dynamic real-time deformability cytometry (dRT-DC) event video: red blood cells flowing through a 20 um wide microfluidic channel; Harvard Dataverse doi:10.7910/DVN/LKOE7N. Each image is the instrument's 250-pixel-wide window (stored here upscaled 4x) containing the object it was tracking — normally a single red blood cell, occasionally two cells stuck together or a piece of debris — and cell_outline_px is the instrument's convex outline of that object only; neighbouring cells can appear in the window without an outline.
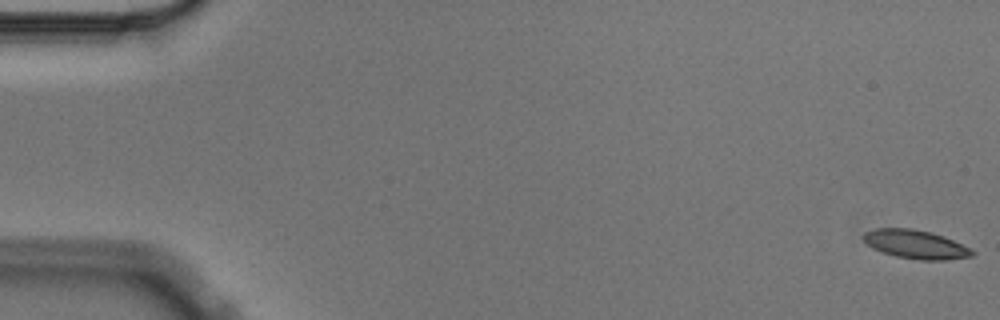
{"species": "Egyptian fruit bat (a non-hibernating species)", "species_latin": "Rousettus aegyptiacus", "temperature_condition": "cold", "stored_images_in_passage": 4, "camera_frame_rate_fps": 3000, "um_per_image_px": 0.085, "animal": {"sex": "male"}, "frame": {"image": 1, "passage_image": 1, "time_ms": 0.0, "image_size_px": [1000, 320], "cell_outline_px": [[976, 252], [972, 256], [948, 260], [920, 260], [896, 256], [872, 248], [864, 240], [864, 232], [872, 228], [912, 228], [932, 232], [944, 236]], "centroid_in_image_um": [77.82, 20.76], "position_along_channel_um": 7.2, "area_um2": 18.09}}
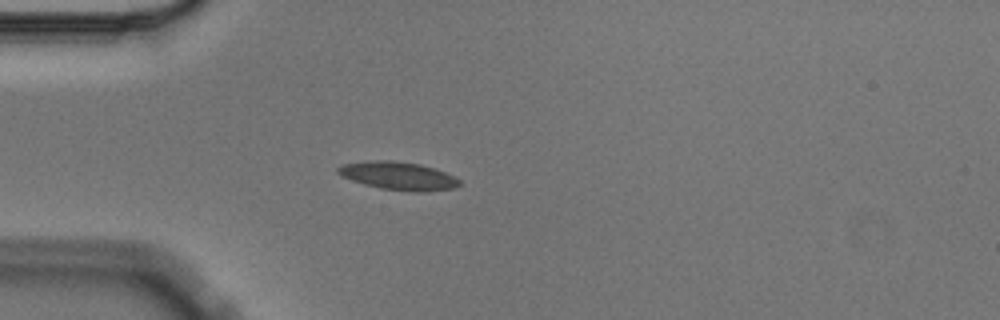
{"frame": {"image": 2, "passage_image": 4, "time_ms": 1.0, "image_size_px": [1000, 320], "cell_outline_px": [[460, 184], [456, 188], [424, 192], [412, 192], [380, 188], [364, 184], [352, 180], [336, 172], [336, 168], [344, 164], [372, 160], [392, 160], [420, 164], [444, 172], [460, 180]], "centroid_in_image_um": [33.86, 14.95], "position_along_channel_um": 51.1, "area_um2": 19.77}}